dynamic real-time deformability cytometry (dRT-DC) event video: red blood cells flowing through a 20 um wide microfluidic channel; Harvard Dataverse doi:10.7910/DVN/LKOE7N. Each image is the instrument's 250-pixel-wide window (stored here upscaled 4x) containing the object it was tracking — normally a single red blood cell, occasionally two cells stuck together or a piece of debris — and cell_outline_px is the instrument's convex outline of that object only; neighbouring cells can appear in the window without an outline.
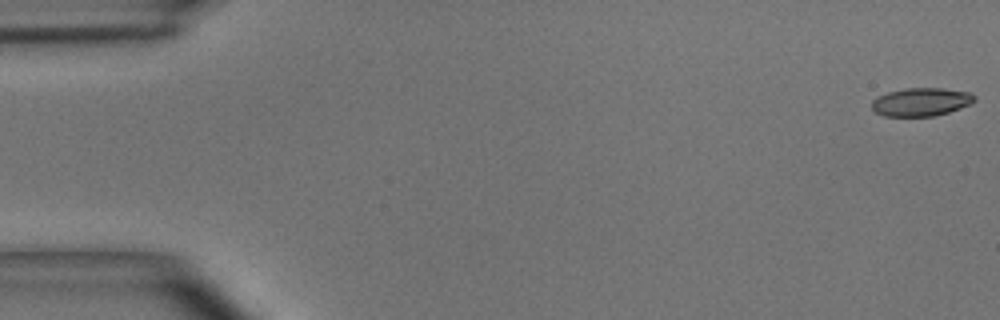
{"species": "common noctule bat (a hibernating species)", "species_latin": "Nyctalus noctula", "temperature_condition": "room temperature", "stored_images_in_passage": 5, "camera_frame_rate_fps": 3000, "um_per_image_px": 0.085, "animal": {"sex": "male", "body_mass_g": 15.6}, "frame": {"image": 1, "passage_image": 1, "time_ms": 0.0, "image_size_px": [1000, 320], "cell_outline_px": [[976, 100], [972, 104], [948, 112], [932, 116], [884, 116], [876, 112], [872, 108], [872, 100], [876, 96], [888, 92], [908, 88], [940, 88], [968, 92], [976, 96]], "centroid_in_image_um": [78.29, 8.66], "position_along_channel_um": 6.7, "area_um2": 16.88}}
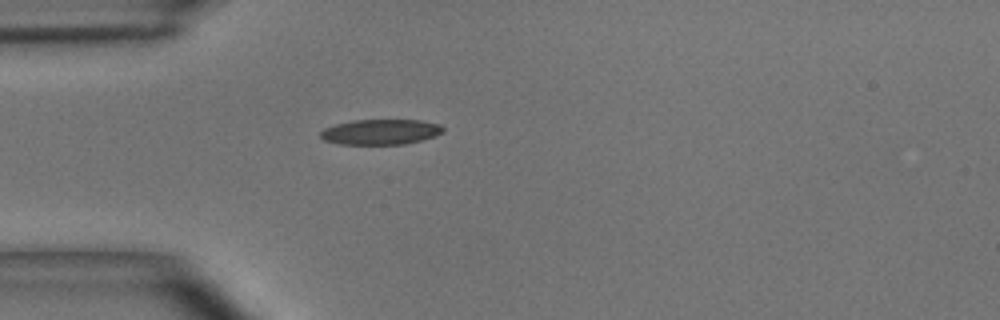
{"frame": {"image": 2, "passage_image": 5, "time_ms": 1.333, "image_size_px": [1000, 320], "cell_outline_px": [[444, 132], [436, 136], [424, 140], [404, 144], [340, 144], [324, 140], [320, 136], [320, 132], [324, 128], [336, 124], [352, 120], [420, 120], [440, 124], [444, 128]], "centroid_in_image_um": [32.39, 11.21], "position_along_channel_um": 52.6, "area_um2": 18.21}}